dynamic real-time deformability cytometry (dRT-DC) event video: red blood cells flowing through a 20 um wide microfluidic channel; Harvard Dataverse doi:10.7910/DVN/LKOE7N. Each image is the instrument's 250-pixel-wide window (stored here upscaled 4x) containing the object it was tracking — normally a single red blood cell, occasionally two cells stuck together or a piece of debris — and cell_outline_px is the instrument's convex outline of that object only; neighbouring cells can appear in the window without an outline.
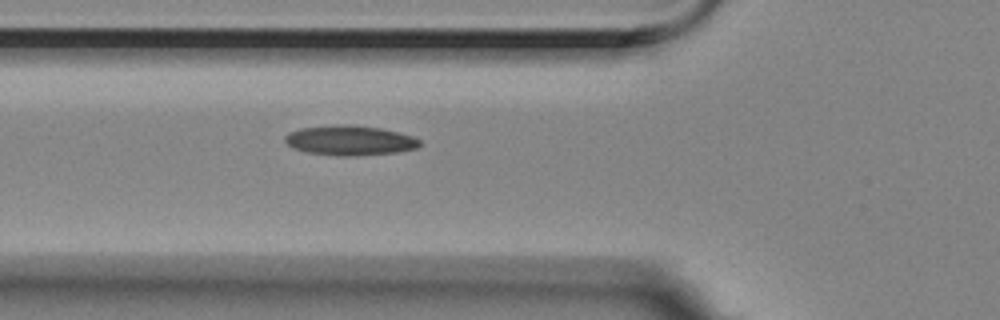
{"species": "Egyptian fruit bat (a non-hibernating species)", "species_latin": "Rousettus aegyptiacus", "temperature_condition": "room temperature", "stored_images_in_passage": 2, "camera_frame_rate_fps": 3000, "um_per_image_px": 0.085, "animal": {"sex": "female"}, "frame": {"image": 1, "passage_image": 2, "time_ms": 0.333, "image_size_px": [1000, 320], "cell_outline_px": [[420, 144], [416, 148], [396, 152], [352, 156], [336, 156], [308, 152], [292, 148], [284, 140], [284, 136], [288, 132], [300, 128], [340, 124], [348, 124], [380, 128], [412, 136], [420, 140]], "centroid_in_image_um": [29.69, 11.93], "position_along_channel_um": 96.1, "area_um2": 23.35}}